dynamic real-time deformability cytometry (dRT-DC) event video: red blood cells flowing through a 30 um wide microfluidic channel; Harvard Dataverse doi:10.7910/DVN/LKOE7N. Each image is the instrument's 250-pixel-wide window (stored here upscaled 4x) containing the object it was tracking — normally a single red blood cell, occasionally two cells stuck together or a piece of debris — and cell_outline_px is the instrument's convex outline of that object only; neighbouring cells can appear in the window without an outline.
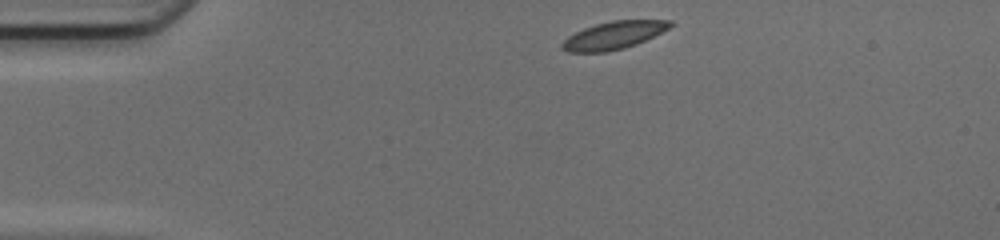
{"species": "common noctule bat (a hibernating species)", "species_latin": "Nyctalus noctula", "temperature_condition": "cold", "stored_images_in_passage": 41, "camera_frame_rate_fps": 3000, "um_per_image_px": 0.085, "animal": {"sex": "female", "body_mass_g": 17.0, "forearm_length_mm": 48.0}, "frame": {"image": 1, "passage_image": 1, "time_ms": 0.0, "image_size_px": [1000, 240], "cell_outline_px": [[676, 24], [636, 44], [624, 48], [608, 52], [568, 52], [560, 48], [560, 44], [568, 36], [584, 28], [596, 24], [612, 20], [672, 20]], "centroid_in_image_um": [52.14, 3.0], "position_along_channel_um": 32.9, "area_um2": 17.4}}
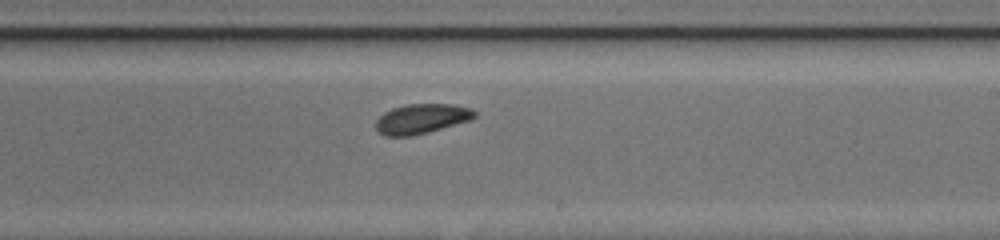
{"frame": {"image": 2, "passage_image": 21, "time_ms": 6.667, "image_size_px": [1000, 240], "cell_outline_px": [[476, 116], [472, 120], [428, 132], [412, 136], [384, 136], [376, 128], [376, 120], [384, 112], [392, 108], [404, 104], [452, 104], [472, 108], [476, 112]], "centroid_in_image_um": [35.85, 10.09], "position_along_channel_um": 253.1, "area_um2": 17.28}}
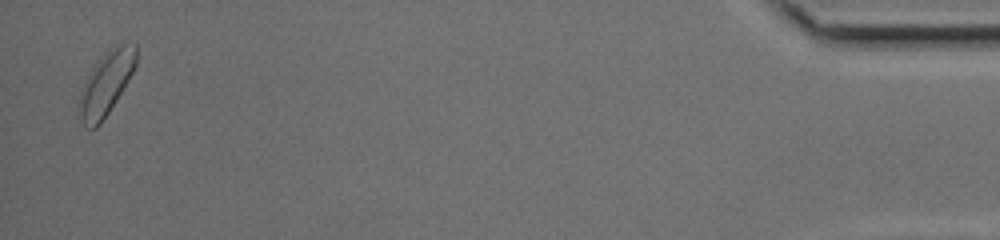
{"frame": {"image": 3, "passage_image": 40, "time_ms": 13.0, "image_size_px": [1000, 240], "cell_outline_px": [[136, 64], [128, 80], [116, 100], [100, 124], [96, 128], [88, 128], [84, 124], [80, 116], [80, 92], [92, 68], [104, 52], [128, 40], [136, 44]], "centroid_in_image_um": [9.05, 7.04], "position_along_channel_um": 426.2, "area_um2": 20.52}, "authors_computed_cell_mechanics": {"area_um2": 17.5712, "velocity_mm_per_s": 4.1417, "shape_relaxation_time_tau1_ms": 3.492, "shape_relaxation_time_tau2_ms": 7.5767, "deformation_change_tau1": 0.0939, "deformation_change_tau2": 0.127}}